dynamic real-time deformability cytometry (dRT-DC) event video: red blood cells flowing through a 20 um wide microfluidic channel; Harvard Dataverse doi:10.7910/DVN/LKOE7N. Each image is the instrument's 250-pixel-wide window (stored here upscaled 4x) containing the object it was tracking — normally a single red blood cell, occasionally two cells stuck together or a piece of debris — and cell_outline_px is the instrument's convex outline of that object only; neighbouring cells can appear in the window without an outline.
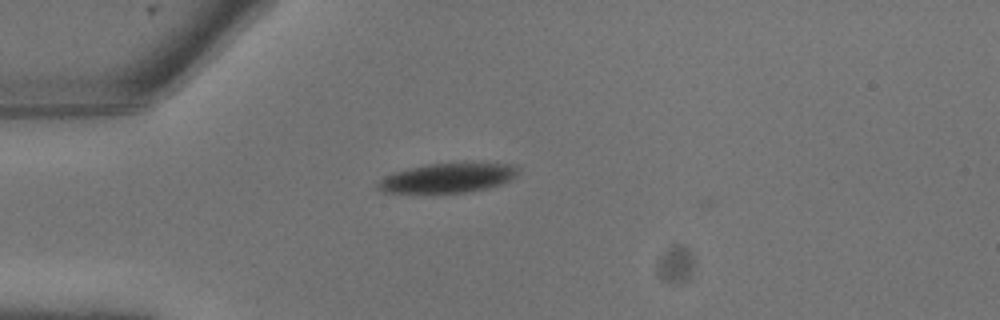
{"species": "common noctule bat (a hibernating species)", "species_latin": "Nyctalus noctula", "temperature_condition": "warm", "stored_images_in_passage": 15, "camera_frame_rate_fps": 3000, "um_per_image_px": 0.085, "animal": {"sex": "male", "body_mass_g": 13.3}, "frame": {"image": 1, "passage_image": 4, "time_ms": 1.0, "image_size_px": [1000, 320], "cell_outline_px": [[520, 168], [516, 176], [500, 184], [488, 188], [464, 192], [384, 192], [376, 188], [376, 184], [384, 176], [392, 172], [408, 168], [428, 164], [516, 164]], "centroid_in_image_um": [38.03, 15.12], "position_along_channel_um": 47.0, "area_um2": 23.64}}
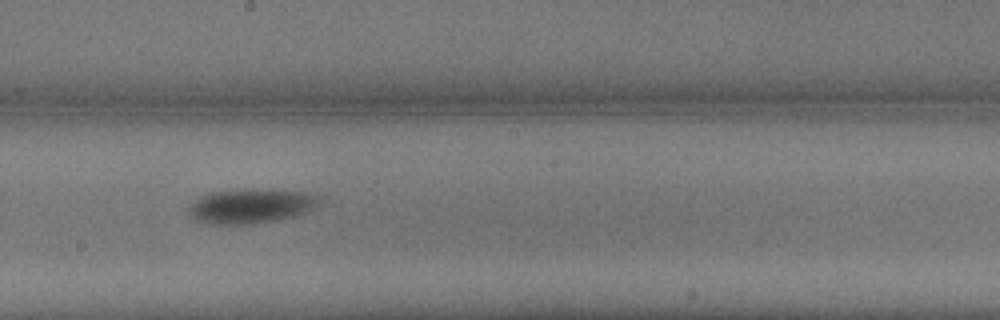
{"frame": {"image": 2, "passage_image": 11, "time_ms": 3.333, "image_size_px": [1000, 320], "cell_outline_px": [[320, 200], [308, 212], [296, 216], [280, 220], [252, 224], [208, 224], [196, 220], [188, 216], [188, 208], [196, 200], [212, 192], [308, 192], [316, 196]], "centroid_in_image_um": [21.29, 17.6], "position_along_channel_um": 226.9, "area_um2": 25.03}}
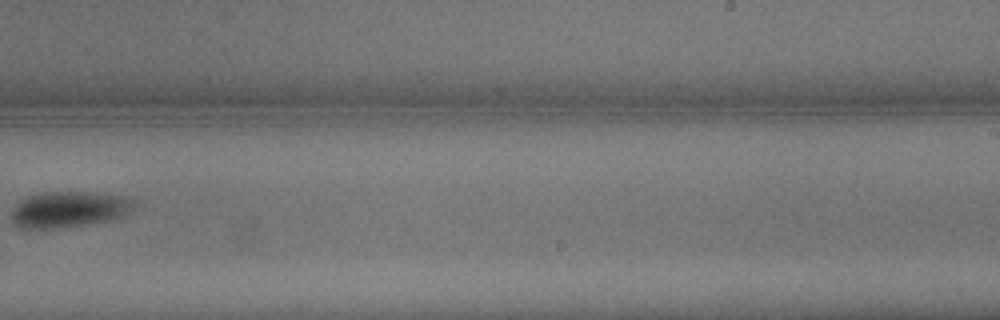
{"frame": {"image": 3, "passage_image": 13, "time_ms": 4.0, "image_size_px": [1000, 320], "cell_outline_px": [[136, 204], [124, 216], [112, 220], [92, 224], [60, 228], [24, 228], [16, 224], [12, 220], [12, 208], [20, 200], [28, 196], [44, 192], [88, 192], [128, 196]], "centroid_in_image_um": [5.89, 17.8], "position_along_channel_um": 283.1, "area_um2": 25.89}}